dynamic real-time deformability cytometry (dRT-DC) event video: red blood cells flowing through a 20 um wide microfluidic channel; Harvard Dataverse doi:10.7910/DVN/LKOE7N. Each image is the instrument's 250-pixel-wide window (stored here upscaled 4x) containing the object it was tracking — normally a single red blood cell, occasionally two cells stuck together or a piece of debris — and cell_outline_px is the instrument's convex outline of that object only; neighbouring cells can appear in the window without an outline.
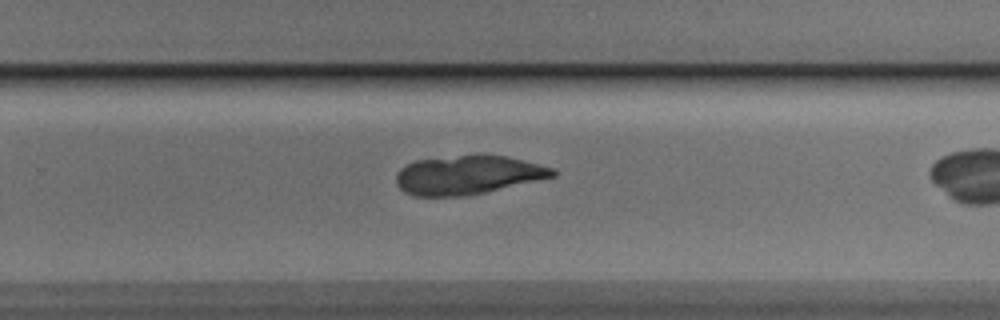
{"species": "Egyptian fruit bat (a non-hibernating species)", "species_latin": "Rousettus aegyptiacus", "temperature_condition": "cold", "stored_images_in_passage": 25, "camera_frame_rate_fps": 3000, "um_per_image_px": 0.085, "animal": {"sex": "male"}, "frame": {"image": 1, "passage_image": 18, "time_ms": 5.667, "image_size_px": [1000, 320], "cell_outline_px": [[556, 176], [468, 196], [416, 196], [404, 192], [396, 184], [396, 172], [400, 168], [416, 160], [460, 156], [504, 156], [552, 168], [556, 172]], "centroid_in_image_um": [39.71, 14.9], "position_along_channel_um": 290.1, "area_um2": 34.8}}